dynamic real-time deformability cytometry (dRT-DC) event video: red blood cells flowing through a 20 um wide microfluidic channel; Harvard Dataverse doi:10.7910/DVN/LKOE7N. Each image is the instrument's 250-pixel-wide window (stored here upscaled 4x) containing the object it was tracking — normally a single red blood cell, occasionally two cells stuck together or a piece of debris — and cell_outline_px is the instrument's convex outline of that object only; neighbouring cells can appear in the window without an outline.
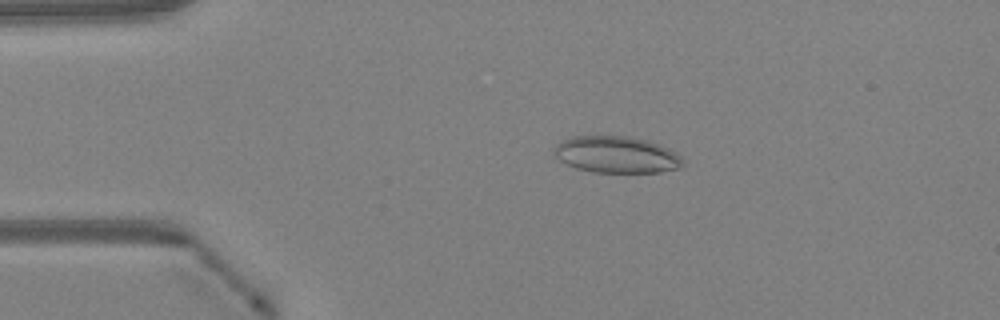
{"species": "Egyptian fruit bat (a non-hibernating species)", "species_latin": "Rousettus aegyptiacus", "temperature_condition": "warm", "stored_images_in_passage": 46, "camera_frame_rate_fps": 3000, "um_per_image_px": 0.085, "animal": {"sex": "female"}, "frame": {"image": 1, "passage_image": 8, "time_ms": 2.333, "image_size_px": [1000, 320], "cell_outline_px": [[684, 164], [680, 168], [660, 172], [592, 172], [576, 168], [560, 160], [552, 152], [552, 148], [556, 144], [572, 136], [628, 136], [648, 140], [660, 144], [676, 152], [680, 156]], "centroid_in_image_um": [52.4, 13.14], "position_along_channel_um": 32.6, "area_um2": 27.63}}
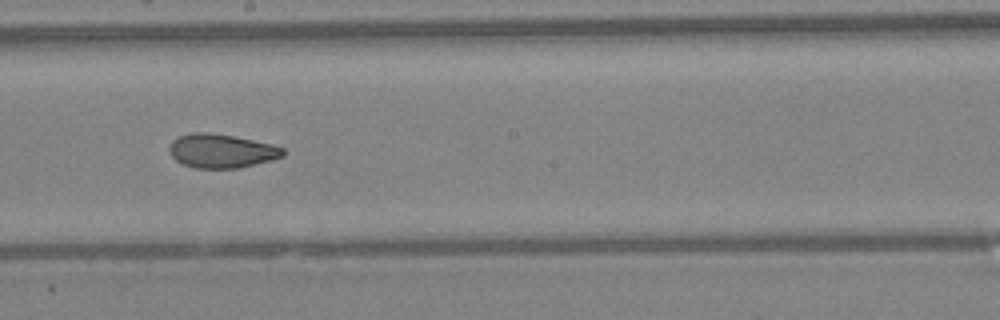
{"frame": {"image": 2, "passage_image": 25, "time_ms": 8.0, "image_size_px": [1000, 320], "cell_outline_px": [[284, 156], [272, 160], [240, 168], [196, 168], [184, 164], [176, 160], [172, 156], [168, 148], [172, 140], [180, 136], [192, 132], [204, 132], [232, 136], [272, 144], [284, 148]], "centroid_in_image_um": [18.83, 12.83], "position_along_channel_um": 229.4, "area_um2": 22.31}}
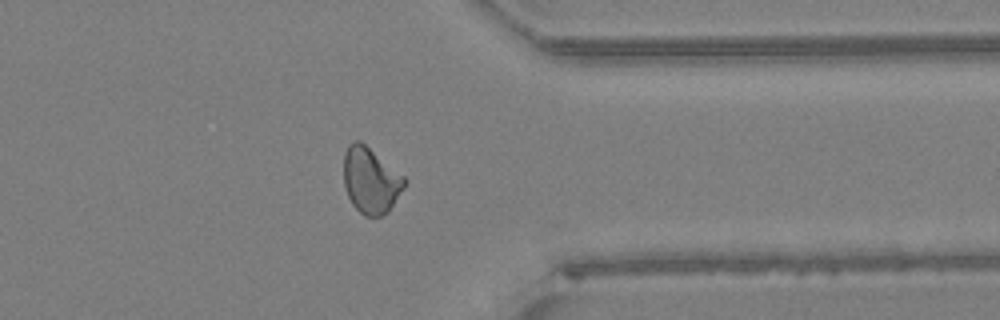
{"frame": {"image": 3, "passage_image": 36, "time_ms": 11.667, "image_size_px": [1000, 320], "cell_outline_px": [[408, 180], [404, 188], [388, 212], [380, 216], [364, 216], [352, 204], [348, 196], [344, 184], [344, 152], [348, 144], [356, 140], [360, 140], [404, 176]], "centroid_in_image_um": [31.51, 15.33], "position_along_channel_um": 379.9, "area_um2": 23.35}, "authors_computed_cell_mechanics": {"area_um2": 23.0622, "velocity_mm_per_s": 4.2835, "shape_relaxation_time_tau1_ms": null, "shape_relaxation_time_tau2_ms": 1.9862, "deformation_change_tau1": null, "deformation_change_tau2": 0.0814}}